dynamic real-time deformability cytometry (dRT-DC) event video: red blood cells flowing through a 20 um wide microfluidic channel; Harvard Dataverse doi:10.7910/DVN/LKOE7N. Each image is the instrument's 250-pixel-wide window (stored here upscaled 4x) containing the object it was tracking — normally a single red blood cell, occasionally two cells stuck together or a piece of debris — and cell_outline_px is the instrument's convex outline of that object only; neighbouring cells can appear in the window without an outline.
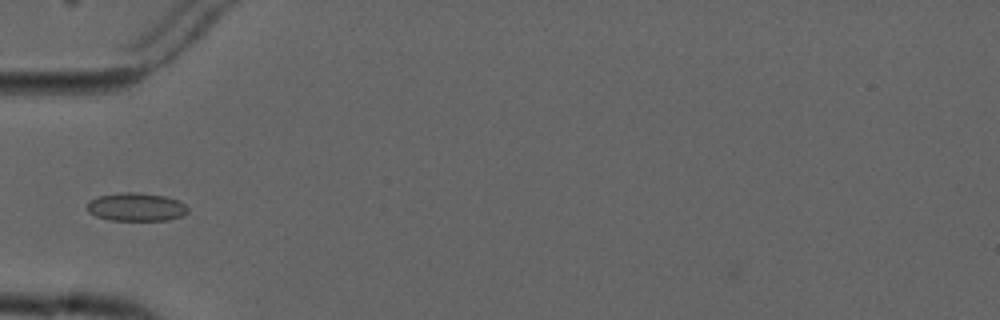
{"species": "common noctule bat (a hibernating species)", "species_latin": "Nyctalus noctula", "temperature_condition": "cold", "stored_images_in_passage": 8, "camera_frame_rate_fps": 3000, "um_per_image_px": 0.085, "animal": {"sex": "male", "forearm_length_mm": 52.5}, "frame": {"image": 1, "passage_image": 5, "time_ms": 5.667, "image_size_px": [1000, 320], "cell_outline_px": [[188, 212], [184, 216], [168, 220], [108, 220], [96, 216], [88, 212], [88, 200], [96, 196], [120, 192], [136, 192], [164, 196], [176, 200], [184, 204], [188, 208]], "centroid_in_image_um": [11.55, 17.59], "position_along_channel_um": 73.4, "area_um2": 16.7}}
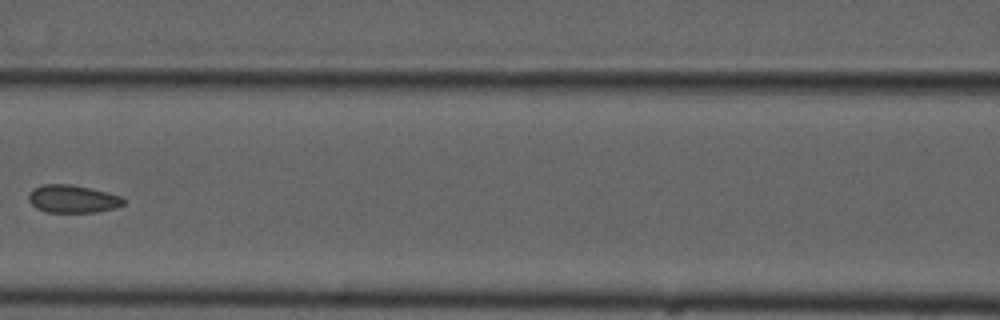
{"frame": {"image": 2, "passage_image": 7, "time_ms": 8.0, "image_size_px": [1000, 320], "cell_outline_px": [[128, 200], [124, 204], [116, 208], [96, 212], [48, 212], [36, 208], [28, 200], [28, 196], [32, 188], [44, 184], [68, 184], [92, 188], [108, 192], [120, 196]], "centroid_in_image_um": [6.2, 16.9], "position_along_channel_um": 160.4, "area_um2": 15.55}}
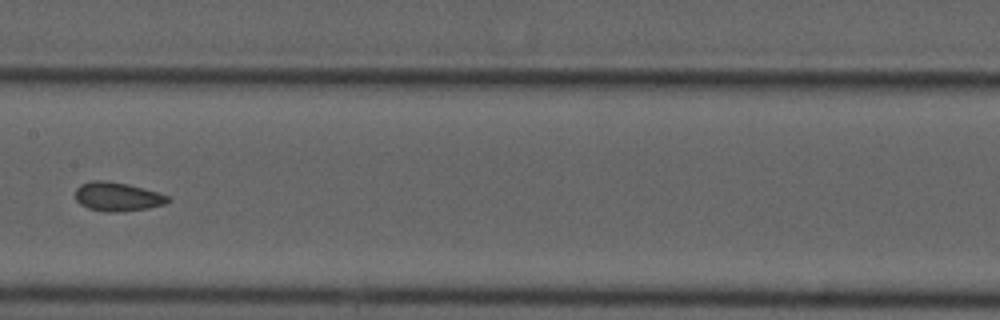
{"frame": {"image": 3, "passage_image": 8, "time_ms": 9.0, "image_size_px": [1000, 320], "cell_outline_px": [[172, 200], [164, 204], [148, 208], [120, 212], [104, 212], [88, 208], [80, 204], [76, 200], [76, 188], [80, 184], [92, 180], [108, 180], [128, 184], [144, 188], [168, 196]], "centroid_in_image_um": [9.96, 16.71], "position_along_channel_um": 197.4, "area_um2": 15.72}}